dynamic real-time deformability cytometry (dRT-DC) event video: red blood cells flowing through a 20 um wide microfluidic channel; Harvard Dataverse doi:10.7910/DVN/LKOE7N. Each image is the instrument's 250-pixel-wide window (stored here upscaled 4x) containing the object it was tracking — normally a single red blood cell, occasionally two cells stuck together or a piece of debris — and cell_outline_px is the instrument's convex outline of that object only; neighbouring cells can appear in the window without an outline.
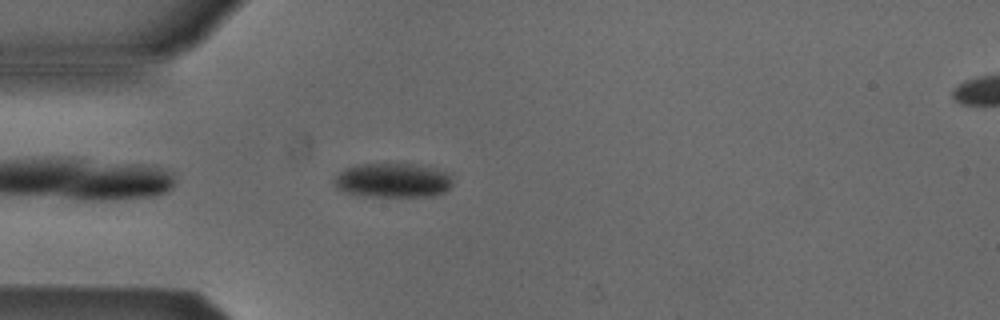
{"species": "Egyptian fruit bat (a non-hibernating species)", "species_latin": "Rousettus aegyptiacus", "temperature_condition": "cold", "stored_images_in_passage": 37, "camera_frame_rate_fps": 3000, "um_per_image_px": 0.085, "animal": {"sex": "male"}, "frame": {"image": 1, "passage_image": 3, "time_ms": 0.667, "image_size_px": [1000, 320], "cell_outline_px": [[452, 184], [444, 192], [436, 196], [368, 196], [348, 192], [336, 188], [332, 180], [344, 168], [356, 164], [412, 164], [432, 168], [448, 172], [452, 180]], "centroid_in_image_um": [33.38, 15.32], "position_along_channel_um": 51.6, "area_um2": 23.64}}
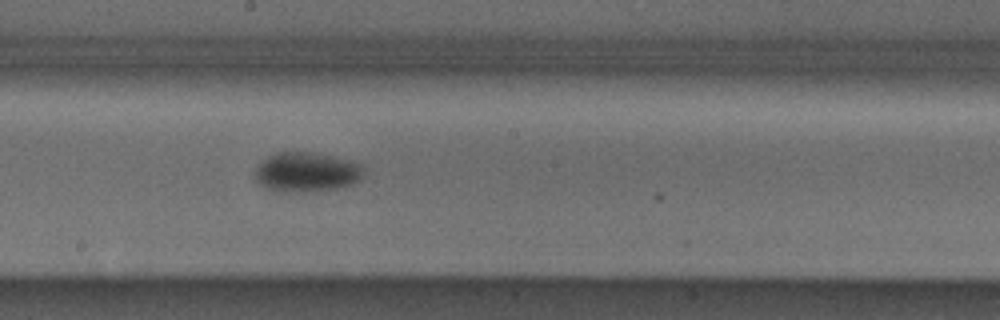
{"frame": {"image": 2, "passage_image": 17, "time_ms": 5.333, "image_size_px": [1000, 320], "cell_outline_px": [[360, 180], [352, 184], [336, 188], [300, 192], [288, 192], [264, 188], [256, 184], [252, 176], [252, 172], [256, 164], [260, 160], [276, 152], [308, 152], [328, 156], [360, 164]], "centroid_in_image_um": [25.87, 14.64], "position_along_channel_um": 222.3, "area_um2": 25.03}}
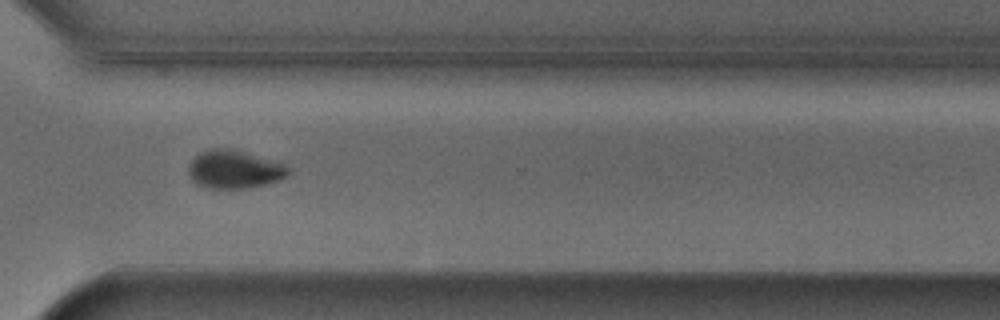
{"frame": {"image": 3, "passage_image": 27, "time_ms": 8.667, "image_size_px": [1000, 320], "cell_outline_px": [[288, 172], [280, 180], [248, 188], [208, 188], [196, 184], [188, 176], [188, 164], [200, 152], [208, 148], [232, 148], [284, 164], [288, 168]], "centroid_in_image_um": [19.84, 14.39], "position_along_channel_um": 350.8, "area_um2": 22.14}, "authors_computed_cell_mechanics": {"area_um2": 23.5824, "velocity_mm_per_s": 3.8566, "shape_relaxation_time_tau1_ms": 2.3717, "shape_relaxation_time_tau2_ms": null, "deformation_change_tau1": 0.0903, "deformation_change_tau2": null}}